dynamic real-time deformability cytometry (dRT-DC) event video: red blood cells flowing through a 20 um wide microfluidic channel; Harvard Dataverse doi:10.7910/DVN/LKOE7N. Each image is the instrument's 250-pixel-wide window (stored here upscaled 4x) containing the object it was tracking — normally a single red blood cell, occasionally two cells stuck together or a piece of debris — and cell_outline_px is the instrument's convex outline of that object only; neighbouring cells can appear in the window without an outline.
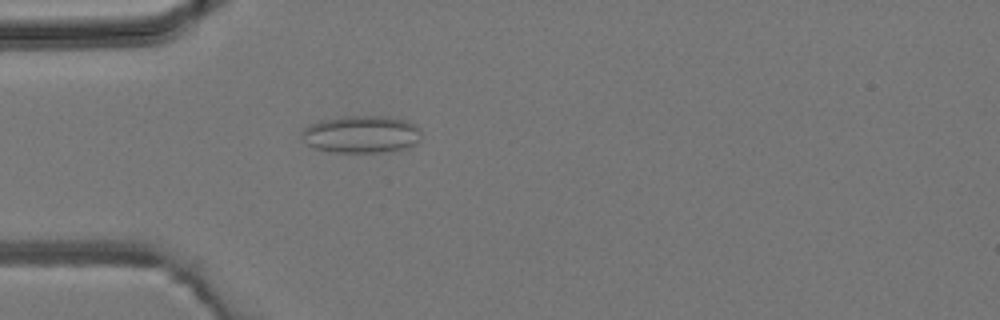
{"species": "common noctule bat (a hibernating species)", "species_latin": "Nyctalus noctula", "temperature_condition": "room temperature", "stored_images_in_passage": 4, "camera_frame_rate_fps": 3000, "um_per_image_px": 0.085, "animal": {"sex": "male", "body_mass_g": 19.2, "forearm_length_mm": 51.8}, "frame": {"image": 1, "passage_image": 4, "time_ms": 3.333, "image_size_px": [1000, 320], "cell_outline_px": [[424, 132], [420, 140], [416, 144], [404, 148], [380, 152], [332, 152], [316, 148], [308, 144], [300, 136], [300, 132], [308, 124], [320, 120], [344, 116], [384, 116], [404, 120], [416, 124]], "centroid_in_image_um": [30.73, 11.4], "position_along_channel_um": 54.3, "area_um2": 26.3}}